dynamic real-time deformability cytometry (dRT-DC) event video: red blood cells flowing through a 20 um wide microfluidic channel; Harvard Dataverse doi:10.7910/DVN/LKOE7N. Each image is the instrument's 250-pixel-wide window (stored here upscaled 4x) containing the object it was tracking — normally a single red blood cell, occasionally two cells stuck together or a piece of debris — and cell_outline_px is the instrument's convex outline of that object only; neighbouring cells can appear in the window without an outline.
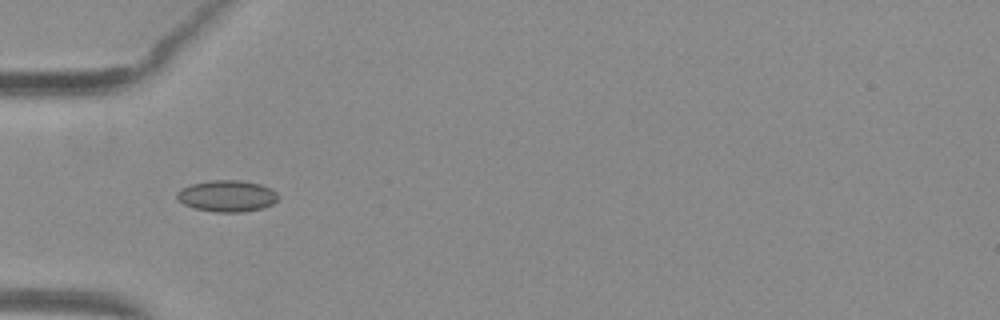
{"species": "common noctule bat (a hibernating species)", "species_latin": "Nyctalus noctula", "temperature_condition": "warm", "stored_images_in_passage": 35, "camera_frame_rate_fps": 3000, "um_per_image_px": 0.085, "animal": {"sex": "female", "body_mass_g": 29.2, "forearm_length_mm": 56.3}, "frame": {"image": 1, "passage_image": 1, "time_ms": 0.0, "image_size_px": [1000, 320], "cell_outline_px": [[280, 196], [272, 204], [260, 208], [240, 212], [216, 212], [196, 208], [184, 204], [176, 196], [176, 192], [180, 188], [192, 184], [212, 180], [240, 180], [260, 184], [272, 188]], "centroid_in_image_um": [19.31, 16.64], "position_along_channel_um": 65.7, "area_um2": 18.44}}
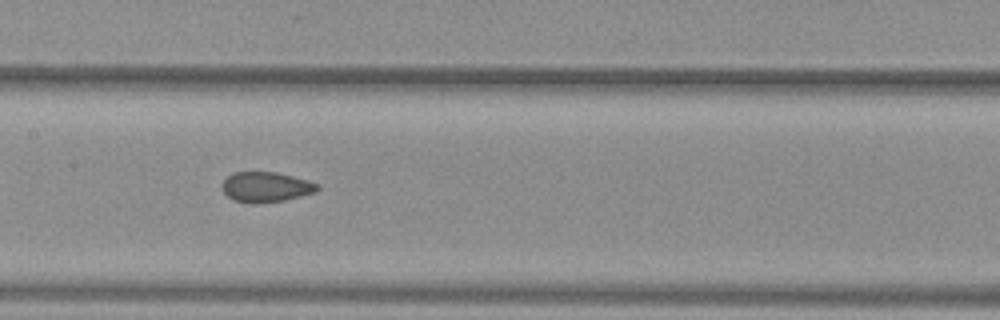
{"frame": {"image": 2, "passage_image": 10, "time_ms": 3.0, "image_size_px": [1000, 320], "cell_outline_px": [[320, 188], [316, 192], [284, 200], [256, 204], [252, 204], [236, 200], [228, 196], [220, 188], [220, 184], [228, 176], [236, 172], [276, 172], [308, 180], [320, 184]], "centroid_in_image_um": [22.61, 15.89], "position_along_channel_um": 184.8, "area_um2": 16.82}}
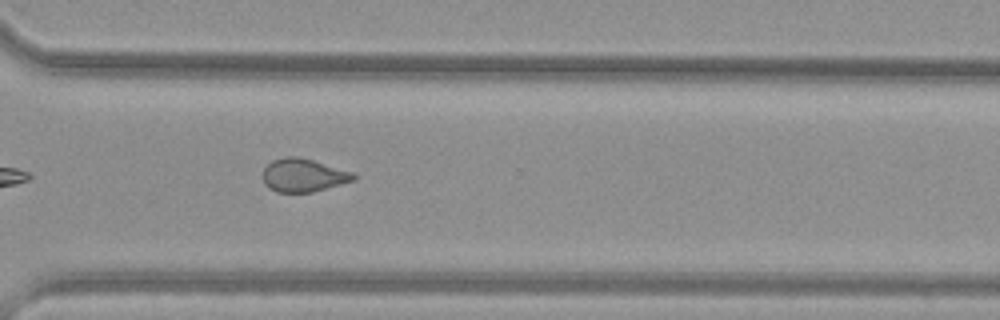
{"frame": {"image": 3, "passage_image": 22, "time_ms": 7.0, "image_size_px": [1000, 320], "cell_outline_px": [[356, 180], [312, 192], [276, 192], [268, 188], [264, 184], [264, 168], [272, 160], [288, 156], [296, 156], [312, 160], [352, 172], [356, 176]], "centroid_in_image_um": [25.78, 14.9], "position_along_channel_um": 344.8, "area_um2": 17.4}, "authors_computed_cell_mechanics": {"area_um2": 17.5134, "velocity_mm_per_s": 4.0087, "shape_relaxation_time_tau1_ms": null, "shape_relaxation_time_tau2_ms": 2.0686, "deformation_change_tau1": null, "deformation_change_tau2": 0.0842}}